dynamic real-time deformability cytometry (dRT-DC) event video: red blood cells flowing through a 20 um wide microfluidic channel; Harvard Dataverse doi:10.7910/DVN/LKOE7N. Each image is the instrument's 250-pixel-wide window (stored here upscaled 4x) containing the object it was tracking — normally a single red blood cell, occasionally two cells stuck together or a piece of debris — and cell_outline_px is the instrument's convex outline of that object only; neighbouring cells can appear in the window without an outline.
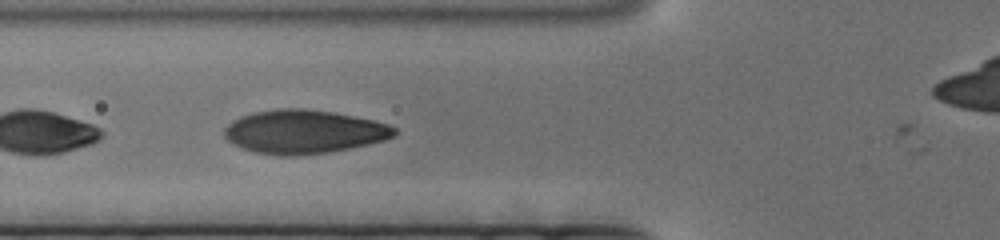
{"species": "human", "species_latin": "Homo sapiens", "temperature_condition": "cold", "stored_images_in_passage": 29, "camera_frame_rate_fps": 3000, "um_per_image_px": 0.085, "donor": {"sex": "female"}, "frame": {"image": 1, "passage_image": 13, "time_ms": 4.0, "image_size_px": [1000, 240], "cell_outline_px": [[396, 136], [384, 140], [368, 144], [328, 152], [300, 156], [280, 156], [256, 152], [232, 144], [224, 136], [224, 128], [232, 120], [240, 116], [252, 112], [280, 108], [304, 108], [332, 112], [372, 120], [388, 124], [396, 128]], "centroid_in_image_um": [25.8, 11.2], "position_along_channel_um": 100.0, "area_um2": 43.29}}